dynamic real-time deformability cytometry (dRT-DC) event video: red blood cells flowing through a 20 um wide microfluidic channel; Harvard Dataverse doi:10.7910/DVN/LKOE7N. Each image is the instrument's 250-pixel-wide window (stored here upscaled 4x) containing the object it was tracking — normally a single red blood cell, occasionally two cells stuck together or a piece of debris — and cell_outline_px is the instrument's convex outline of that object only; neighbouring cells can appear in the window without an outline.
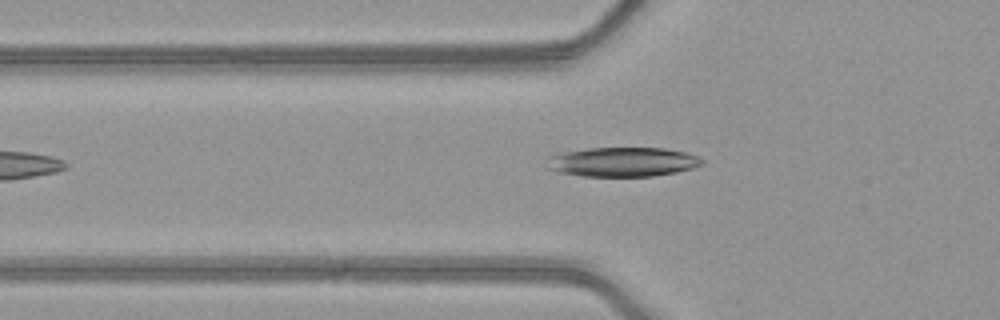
{"species": "common noctule bat (a hibernating species)", "species_latin": "Nyctalus noctula", "temperature_condition": "warm", "stored_images_in_passage": 34, "camera_frame_rate_fps": 3000, "um_per_image_px": 0.085, "animal": {"sex": "female", "body_mass_g": 21.9}, "frame": {"image": 1, "passage_image": 2, "time_ms": 0.333, "image_size_px": [1000, 320], "cell_outline_px": [[704, 164], [692, 168], [676, 172], [652, 176], [584, 176], [556, 172], [548, 168], [548, 152], [588, 148], [664, 148], [688, 152], [700, 156], [704, 160]], "centroid_in_image_um": [52.88, 13.74], "position_along_channel_um": 72.9, "area_um2": 27.17}}
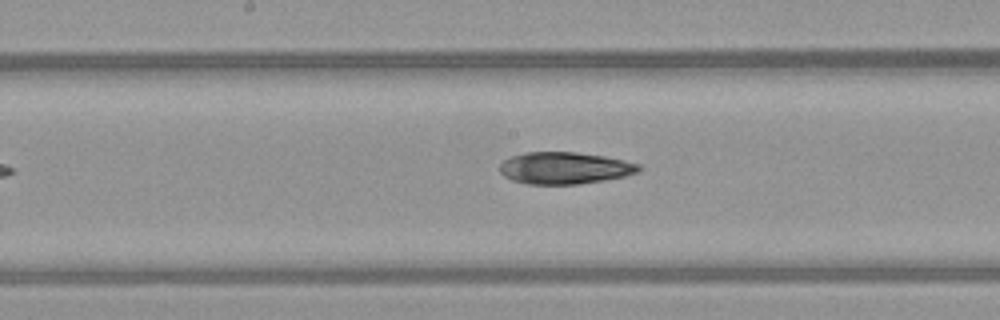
{"frame": {"image": 2, "passage_image": 11, "time_ms": 3.333, "image_size_px": [1000, 320], "cell_outline_px": [[644, 168], [640, 172], [624, 176], [604, 180], [580, 184], [528, 184], [512, 180], [504, 176], [500, 172], [500, 164], [504, 160], [512, 156], [524, 152], [576, 152], [604, 156], [624, 160], [640, 164]], "centroid_in_image_um": [48.03, 14.28], "position_along_channel_um": 200.2, "area_um2": 26.01}}
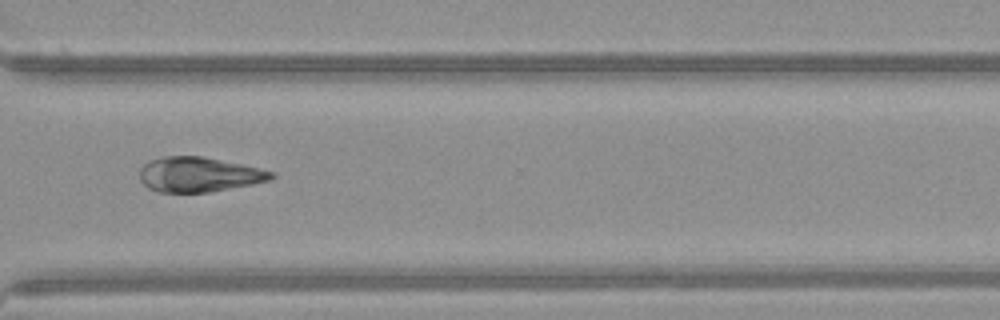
{"frame": {"image": 3, "passage_image": 22, "time_ms": 7.0, "image_size_px": [1000, 320], "cell_outline_px": [[276, 176], [272, 180], [252, 184], [208, 192], [160, 192], [148, 188], [140, 180], [140, 168], [148, 160], [160, 156], [204, 156], [260, 168], [276, 172]], "centroid_in_image_um": [16.91, 14.82], "position_along_channel_um": 353.7, "area_um2": 26.93}, "authors_computed_cell_mechanics": {"area_um2": 27.0504, "velocity_mm_per_s": 4.194, "shape_relaxation_time_tau1_ms": 8.0522, "shape_relaxation_time_tau2_ms": 9.6352, "deformation_change_tau1": 0.1619, "deformation_change_tau2": 0.2294}}